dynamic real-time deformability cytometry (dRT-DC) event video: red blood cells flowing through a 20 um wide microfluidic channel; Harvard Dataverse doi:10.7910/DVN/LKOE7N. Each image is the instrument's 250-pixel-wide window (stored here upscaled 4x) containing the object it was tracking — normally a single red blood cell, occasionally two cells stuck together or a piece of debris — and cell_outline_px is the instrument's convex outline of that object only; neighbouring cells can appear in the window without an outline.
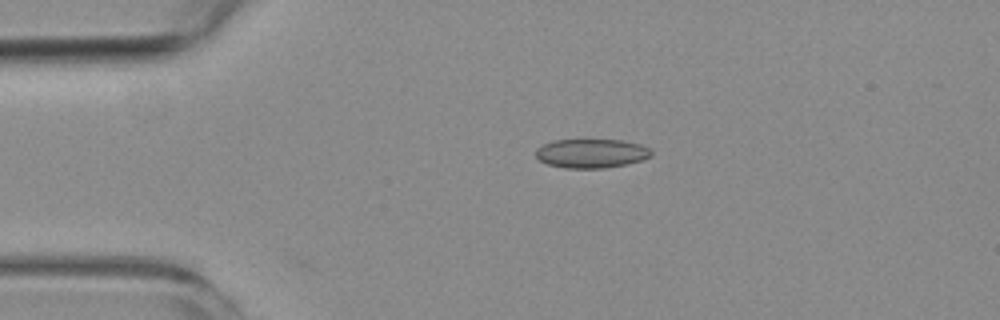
{"species": "common noctule bat (a hibernating species)", "species_latin": "Nyctalus noctula", "temperature_condition": "room temperature", "stored_images_in_passage": 4, "camera_frame_rate_fps": 3000, "um_per_image_px": 0.085, "animal": {"sex": "female", "body_mass_g": 19.3, "forearm_length_mm": 54.1}, "frame": {"image": 1, "passage_image": 3, "time_ms": 3.0, "image_size_px": [1000, 320], "cell_outline_px": [[652, 156], [628, 164], [604, 168], [564, 168], [548, 164], [540, 160], [536, 156], [536, 148], [544, 144], [556, 140], [620, 140], [640, 144], [648, 148], [652, 152]], "centroid_in_image_um": [50.27, 13.04], "position_along_channel_um": 34.7, "area_um2": 19.42}}